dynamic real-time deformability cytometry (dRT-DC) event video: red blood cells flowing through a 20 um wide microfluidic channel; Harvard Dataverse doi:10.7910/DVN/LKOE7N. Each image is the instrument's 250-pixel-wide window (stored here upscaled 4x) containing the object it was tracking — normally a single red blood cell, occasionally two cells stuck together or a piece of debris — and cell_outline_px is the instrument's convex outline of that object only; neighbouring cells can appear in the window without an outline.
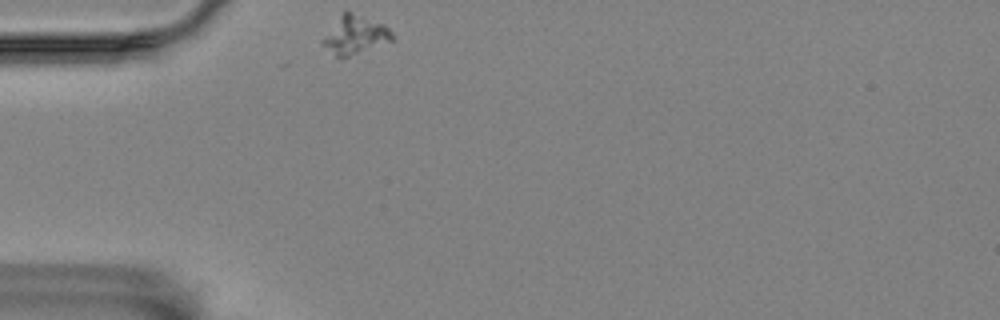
{"species": "Egyptian fruit bat (a non-hibernating species)", "species_latin": "Rousettus aegyptiacus", "temperature_condition": "room temperature", "stored_images_in_passage": 10, "camera_frame_rate_fps": 3000, "um_per_image_px": 0.085, "animal": {"sex": "female"}, "frame": {"image": 1, "passage_image": 1, "time_ms": 0.0, "image_size_px": [1000, 320], "cell_outline_px": [[396, 40], [348, 56], [336, 56], [320, 40], [340, 16], [344, 12], [352, 12], [384, 24], [392, 32]], "centroid_in_image_um": [30.24, 2.96], "position_along_channel_um": 54.8, "area_um2": 15.09}}
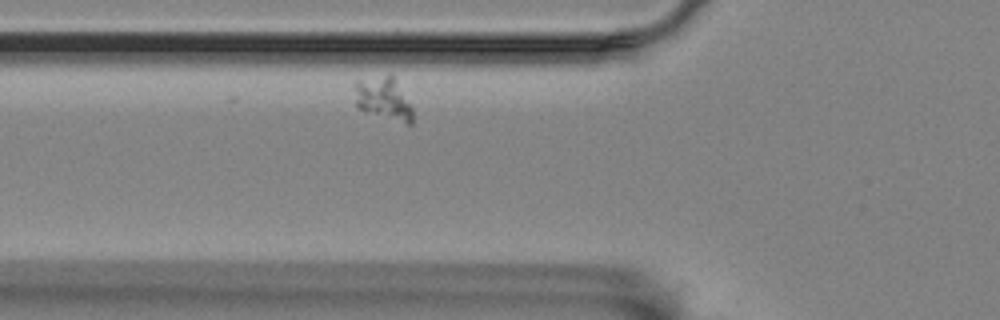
{"frame": {"image": 2, "passage_image": 6, "time_ms": 1.667, "image_size_px": [1000, 320], "cell_outline_px": [[412, 124], [408, 124], [364, 112], [356, 108], [356, 80], [388, 72], [392, 72], [412, 108]], "centroid_in_image_um": [32.58, 8.33], "position_along_channel_um": 93.2, "area_um2": 14.8}}
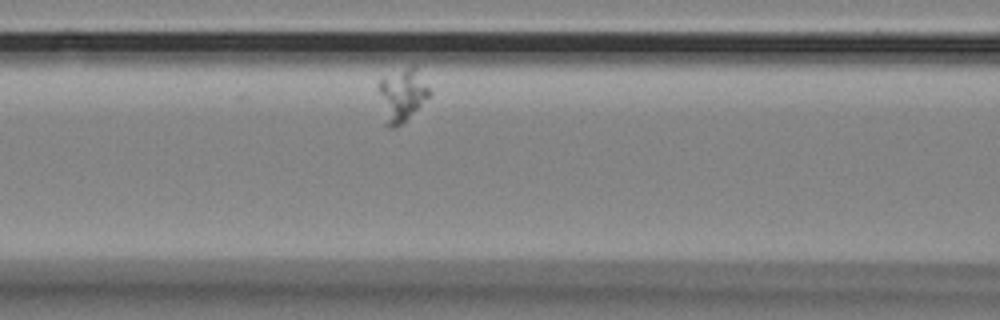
{"frame": {"image": 3, "passage_image": 10, "time_ms": 3.0, "image_size_px": [1000, 320], "cell_outline_px": [[432, 96], [400, 124], [392, 128], [388, 128], [384, 124], [380, 92], [380, 76], [412, 64], [416, 64], [432, 92]], "centroid_in_image_um": [34.22, 8.0], "position_along_channel_um": 132.4, "area_um2": 16.13}}